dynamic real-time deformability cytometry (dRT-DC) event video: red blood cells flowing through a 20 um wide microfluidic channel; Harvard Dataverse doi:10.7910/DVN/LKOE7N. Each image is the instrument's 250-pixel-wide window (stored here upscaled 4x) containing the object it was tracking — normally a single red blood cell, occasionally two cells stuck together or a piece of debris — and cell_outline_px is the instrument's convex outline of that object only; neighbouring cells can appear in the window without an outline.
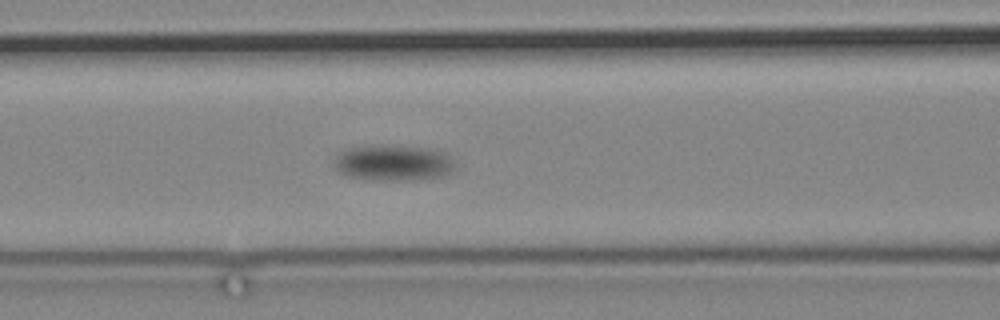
{"species": "common noctule bat (a hibernating species)", "species_latin": "Nyctalus noctula", "temperature_condition": "cold", "stored_images_in_passage": 11, "camera_frame_rate_fps": 3000, "um_per_image_px": 0.085, "animal": {"sex": "male", "body_mass_g": 19.2, "forearm_length_mm": 51.8}, "frame": {"image": 1, "passage_image": 11, "time_ms": 12.667, "image_size_px": [1000, 320], "cell_outline_px": [[456, 168], [444, 176], [408, 180], [364, 180], [348, 176], [340, 172], [332, 164], [332, 160], [340, 152], [348, 148], [368, 144], [388, 144], [428, 148], [444, 152], [448, 156]], "centroid_in_image_um": [33.36, 13.82], "position_along_channel_um": 133.2, "area_um2": 25.84}}